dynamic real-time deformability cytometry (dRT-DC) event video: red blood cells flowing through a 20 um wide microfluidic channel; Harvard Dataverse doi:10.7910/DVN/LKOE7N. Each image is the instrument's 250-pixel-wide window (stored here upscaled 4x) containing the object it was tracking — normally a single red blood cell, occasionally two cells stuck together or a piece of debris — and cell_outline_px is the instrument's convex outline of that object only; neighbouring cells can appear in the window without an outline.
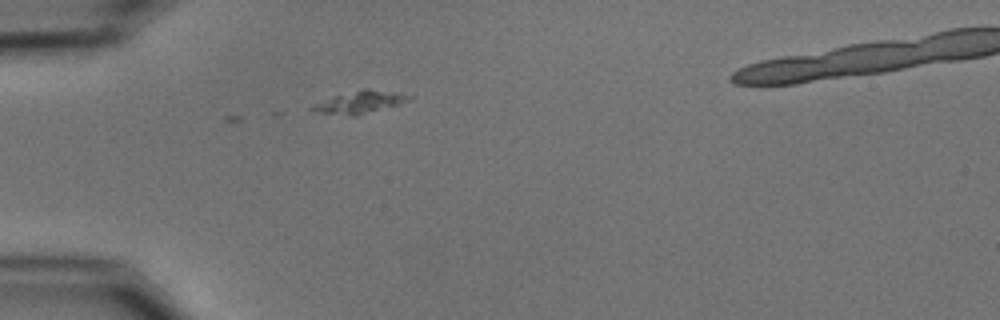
{"species": "common noctule bat (a hibernating species)", "species_latin": "Nyctalus noctula", "temperature_condition": "cold", "stored_images_in_passage": 7, "camera_frame_rate_fps": 3000, "um_per_image_px": 0.085, "animal": {"sex": "male", "body_mass_g": 15.6}, "frame": {"image": 1, "passage_image": 7, "time_ms": 2.0, "image_size_px": [1000, 320], "cell_outline_px": [[412, 100], [360, 116], [352, 116], [320, 112], [308, 108], [312, 104], [332, 96], [364, 88], [368, 88], [396, 92], [412, 96]], "centroid_in_image_um": [30.61, 8.68], "position_along_channel_um": 54.4, "area_um2": 12.77}}